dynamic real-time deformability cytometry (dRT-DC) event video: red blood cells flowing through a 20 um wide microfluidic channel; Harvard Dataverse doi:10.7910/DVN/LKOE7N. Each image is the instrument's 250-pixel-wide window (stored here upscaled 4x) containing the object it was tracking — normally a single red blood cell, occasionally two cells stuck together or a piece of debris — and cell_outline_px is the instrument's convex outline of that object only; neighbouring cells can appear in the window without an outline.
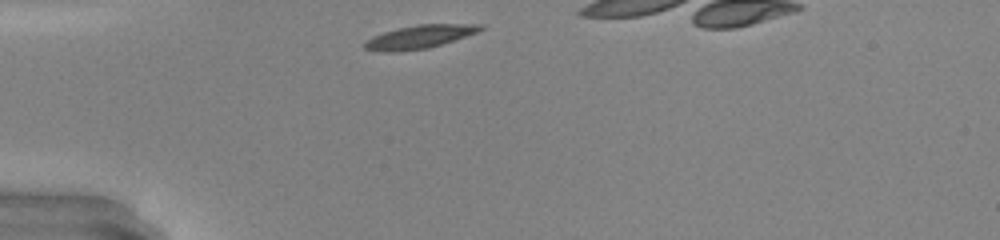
{"species": "common noctule bat (a hibernating species)", "species_latin": "Nyctalus noctula", "temperature_condition": "warm", "stored_images_in_passage": 27, "camera_frame_rate_fps": 3000, "um_per_image_px": 0.085, "animal": {"sex": "male", "body_mass_g": 20.0, "forearm_length_mm": 53.3}, "frame": {"image": 1, "passage_image": 1, "time_ms": 0.0, "image_size_px": [1000, 240], "cell_outline_px": [[484, 28], [476, 32], [428, 48], [396, 52], [384, 52], [364, 48], [364, 44], [372, 36], [384, 32], [400, 28], [420, 24], [484, 24]], "centroid_in_image_um": [35.64, 3.13], "position_along_channel_um": 49.4, "area_um2": 15.32}}
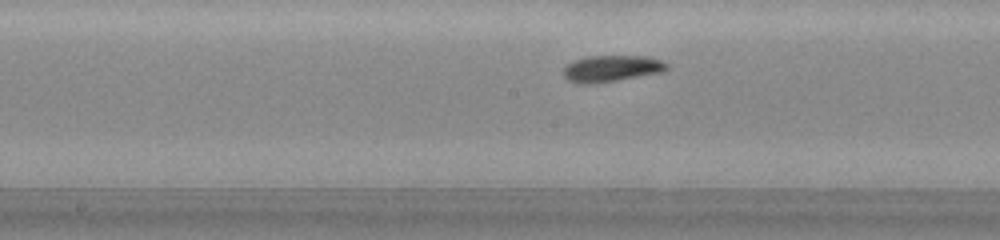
{"frame": {"image": 2, "passage_image": 13, "time_ms": 4.0, "image_size_px": [1000, 240], "cell_outline_px": [[668, 68], [660, 72], [616, 80], [584, 84], [580, 84], [568, 80], [564, 76], [564, 68], [572, 60], [588, 56], [648, 56], [660, 60], [668, 64]], "centroid_in_image_um": [51.95, 5.8], "position_along_channel_um": 196.2, "area_um2": 15.66}}
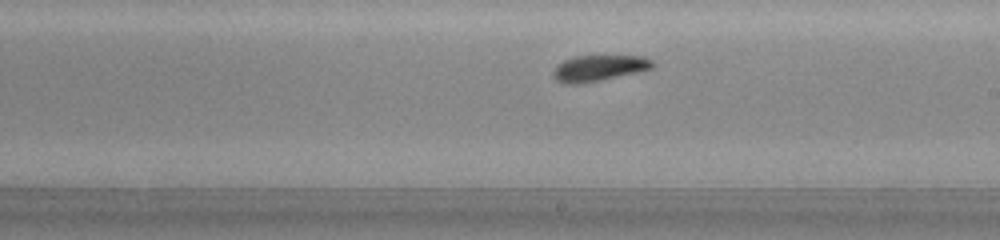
{"frame": {"image": 3, "passage_image": 16, "time_ms": 5.0, "image_size_px": [1000, 240], "cell_outline_px": [[652, 68], [636, 72], [600, 80], [580, 84], [564, 84], [556, 80], [552, 76], [552, 72], [556, 64], [564, 60], [576, 56], [644, 56], [652, 60]], "centroid_in_image_um": [50.83, 5.79], "position_along_channel_um": 238.2, "area_um2": 14.97}, "authors_computed_cell_mechanics": {"area_um2": 15.1436, "velocity_mm_per_s": 4.1991, "shape_relaxation_time_tau1_ms": 3.4741, "shape_relaxation_time_tau2_ms": 1.7418, "deformation_change_tau1": 0.1729, "deformation_change_tau2": 0.1078}}